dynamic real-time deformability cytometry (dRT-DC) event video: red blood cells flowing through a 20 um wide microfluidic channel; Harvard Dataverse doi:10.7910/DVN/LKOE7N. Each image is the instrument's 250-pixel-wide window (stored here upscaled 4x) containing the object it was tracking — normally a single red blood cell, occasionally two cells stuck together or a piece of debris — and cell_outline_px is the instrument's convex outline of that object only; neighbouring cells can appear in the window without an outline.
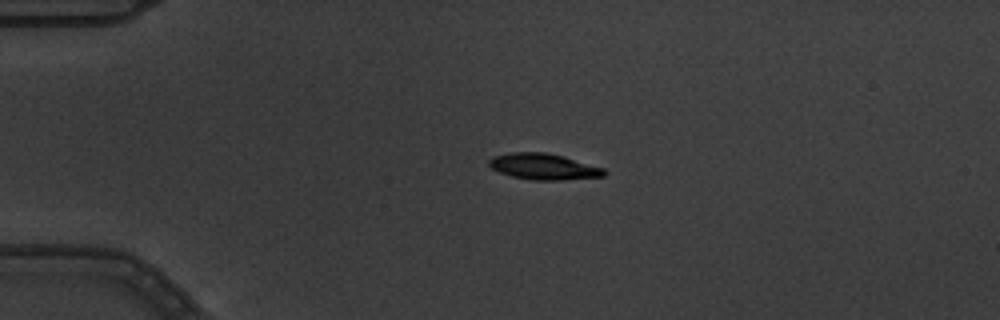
{"species": "common noctule bat (a hibernating species)", "species_latin": "Nyctalus noctula", "temperature_condition": "warm", "stored_images_in_passage": 4, "camera_frame_rate_fps": 3000, "um_per_image_px": 0.085, "animal": {"sex": "male", "body_mass_g": 19.5, "forearm_length_mm": 54.6}, "frame": {"image": 1, "passage_image": 3, "time_ms": 0.667, "image_size_px": [1000, 320], "cell_outline_px": [[608, 172], [604, 176], [560, 180], [532, 180], [512, 176], [500, 172], [492, 168], [488, 164], [488, 160], [492, 156], [512, 152], [544, 152], [564, 156], [604, 168]], "centroid_in_image_um": [46.21, 14.15], "position_along_channel_um": 38.8, "area_um2": 17.51}}